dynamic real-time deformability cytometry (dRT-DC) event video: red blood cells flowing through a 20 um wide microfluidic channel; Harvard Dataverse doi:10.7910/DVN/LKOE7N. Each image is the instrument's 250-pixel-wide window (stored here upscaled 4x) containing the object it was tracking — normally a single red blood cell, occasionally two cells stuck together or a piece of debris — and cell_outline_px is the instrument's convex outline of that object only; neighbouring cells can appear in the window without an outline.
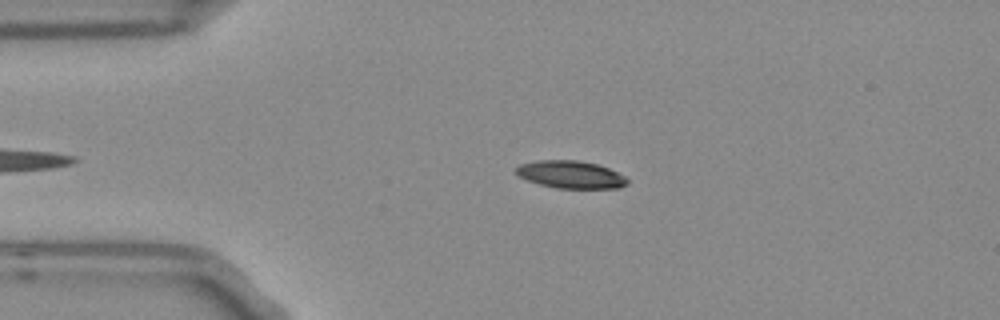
{"species": "Egyptian fruit bat (a non-hibernating species)", "species_latin": "Rousettus aegyptiacus", "temperature_condition": "room temperature", "stored_images_in_passage": 5, "camera_frame_rate_fps": 3000, "um_per_image_px": 0.085, "frame": {"image": 1, "passage_image": 4, "time_ms": 1.0, "image_size_px": [1000, 320], "cell_outline_px": [[628, 184], [620, 188], [556, 188], [540, 184], [528, 180], [520, 176], [516, 172], [516, 168], [520, 164], [536, 160], [580, 160], [596, 164], [608, 168], [624, 176], [628, 180]], "centroid_in_image_um": [48.52, 14.83], "position_along_channel_um": 36.5, "area_um2": 17.74}}